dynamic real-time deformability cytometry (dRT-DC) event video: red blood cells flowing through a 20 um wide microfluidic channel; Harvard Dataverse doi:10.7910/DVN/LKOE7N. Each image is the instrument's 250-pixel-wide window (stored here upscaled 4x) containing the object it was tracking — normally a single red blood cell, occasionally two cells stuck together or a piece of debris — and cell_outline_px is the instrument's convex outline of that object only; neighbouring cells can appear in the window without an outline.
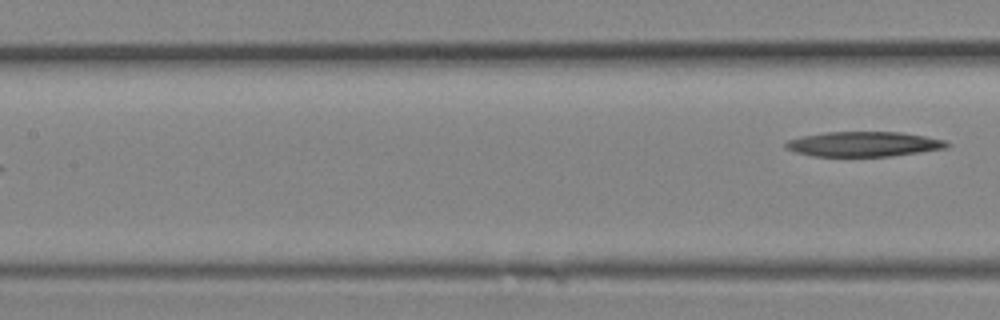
{"species": "Egyptian fruit bat (a non-hibernating species)", "species_latin": "Rousettus aegyptiacus", "temperature_condition": "room temperature", "stored_images_in_passage": 10, "segment_of_instrument_passage": [2, 2], "camera_frame_rate_fps": 3000, "um_per_image_px": 0.085, "animal": {"sex": "female"}, "frame": {"image": 1, "passage_image": 10, "time_ms": 3.0, "image_size_px": [1000, 320], "cell_outline_px": [[952, 144], [948, 148], [892, 156], [812, 156], [796, 152], [788, 148], [784, 144], [788, 140], [800, 136], [828, 132], [900, 132], [924, 136], [944, 140]], "centroid_in_image_um": [73.44, 12.25], "position_along_channel_um": 134.0, "area_um2": 23.35}}